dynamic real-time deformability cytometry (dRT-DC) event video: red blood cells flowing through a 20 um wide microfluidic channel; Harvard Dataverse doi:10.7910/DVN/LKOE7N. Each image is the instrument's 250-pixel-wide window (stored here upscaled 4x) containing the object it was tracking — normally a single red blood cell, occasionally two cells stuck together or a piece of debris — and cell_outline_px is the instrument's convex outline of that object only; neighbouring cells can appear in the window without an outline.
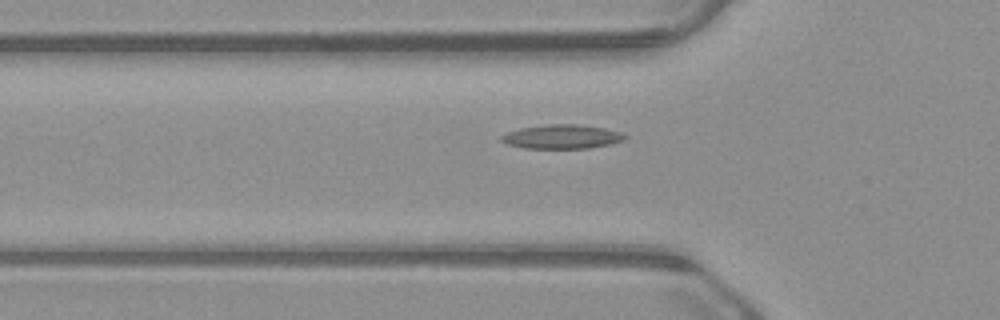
{"species": "common noctule bat (a hibernating species)", "species_latin": "Nyctalus noctula", "temperature_condition": "warm", "stored_images_in_passage": 48, "camera_frame_rate_fps": 3000, "um_per_image_px": 0.085, "animal": {"sex": "male", "body_mass_g": 23.1, "forearm_length_mm": 52.7}, "frame": {"image": 1, "passage_image": 18, "time_ms": 5.667, "image_size_px": [1000, 320], "cell_outline_px": [[628, 136], [624, 140], [608, 144], [588, 148], [524, 148], [508, 144], [500, 140], [500, 136], [508, 132], [520, 128], [544, 124], [580, 124], [604, 128], [620, 132]], "centroid_in_image_um": [47.75, 11.61], "position_along_channel_um": 78.1, "area_um2": 17.28}}
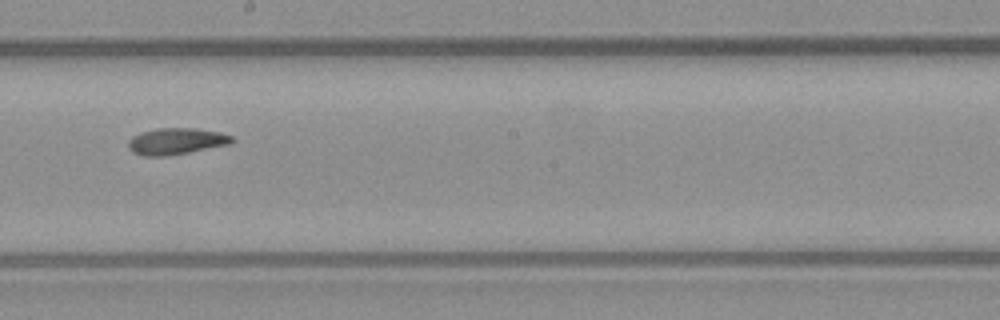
{"frame": {"image": 2, "passage_image": 30, "time_ms": 9.667, "image_size_px": [1000, 320], "cell_outline_px": [[236, 140], [232, 144], [168, 156], [144, 156], [132, 152], [128, 148], [128, 140], [132, 136], [140, 132], [156, 128], [192, 128], [220, 132], [232, 136]], "centroid_in_image_um": [14.98, 12.01], "position_along_channel_um": 233.2, "area_um2": 16.24}}
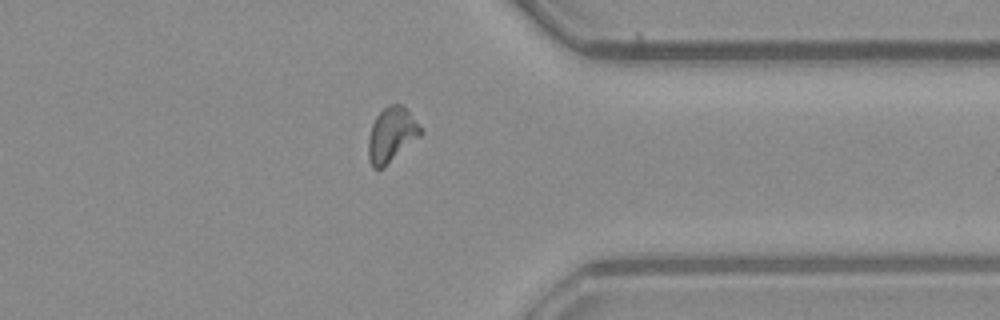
{"frame": {"image": 3, "passage_image": 42, "time_ms": 13.667, "image_size_px": [1000, 320], "cell_outline_px": [[424, 132], [420, 136], [384, 168], [372, 168], [368, 156], [368, 136], [372, 124], [376, 116], [388, 104], [400, 104], [424, 128]], "centroid_in_image_um": [33.28, 11.47], "position_along_channel_um": 378.1, "area_um2": 16.76}}